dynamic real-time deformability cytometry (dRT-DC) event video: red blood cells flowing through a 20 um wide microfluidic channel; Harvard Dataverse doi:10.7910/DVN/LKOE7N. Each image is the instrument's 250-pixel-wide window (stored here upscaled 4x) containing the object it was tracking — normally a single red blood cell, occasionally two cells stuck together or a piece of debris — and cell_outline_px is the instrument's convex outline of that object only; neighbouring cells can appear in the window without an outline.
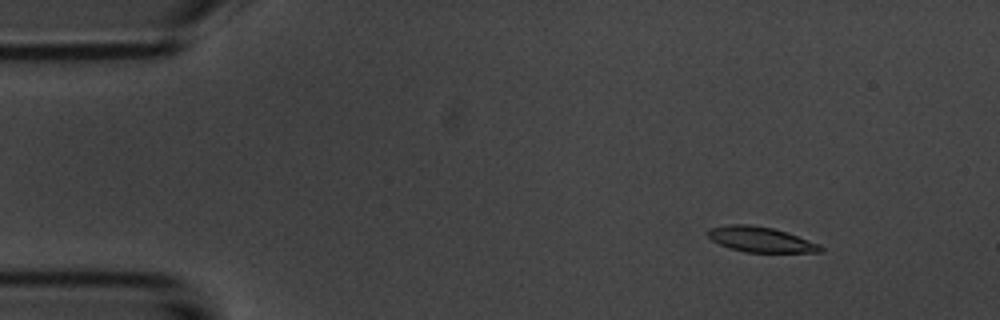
{"species": "common noctule bat (a hibernating species)", "species_latin": "Nyctalus noctula", "temperature_condition": "room temperature", "stored_images_in_passage": 54, "camera_frame_rate_fps": 3000, "um_per_image_px": 0.085, "animal": {"sex": "male", "body_mass_g": 20.1, "forearm_length_mm": 53.5}, "frame": {"image": 1, "passage_image": 6, "time_ms": 1.667, "image_size_px": [1000, 320], "cell_outline_px": [[824, 252], [744, 252], [720, 244], [712, 240], [704, 232], [708, 228], [728, 224], [752, 224], [772, 228], [820, 244], [824, 248]], "centroid_in_image_um": [64.61, 20.34], "position_along_channel_um": 20.4, "area_um2": 16.53}}
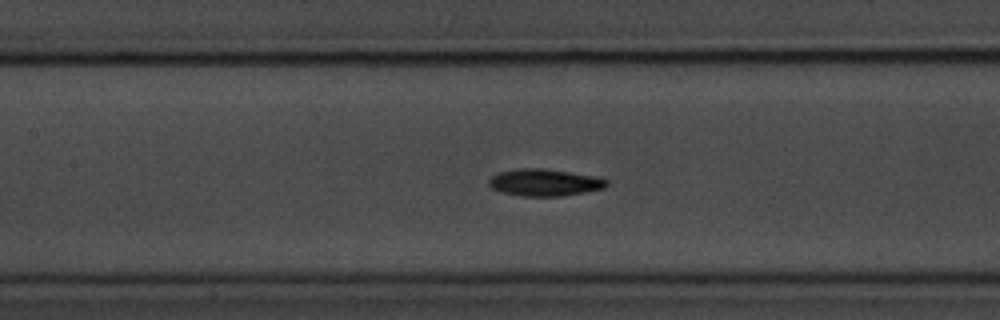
{"frame": {"image": 2, "passage_image": 24, "time_ms": 7.667, "image_size_px": [1000, 320], "cell_outline_px": [[608, 184], [604, 188], [584, 192], [560, 196], [520, 196], [504, 192], [492, 188], [488, 184], [488, 180], [492, 176], [500, 172], [516, 168], [544, 168], [596, 176], [608, 180]], "centroid_in_image_um": [46.29, 15.5], "position_along_channel_um": 161.1, "area_um2": 18.5}}
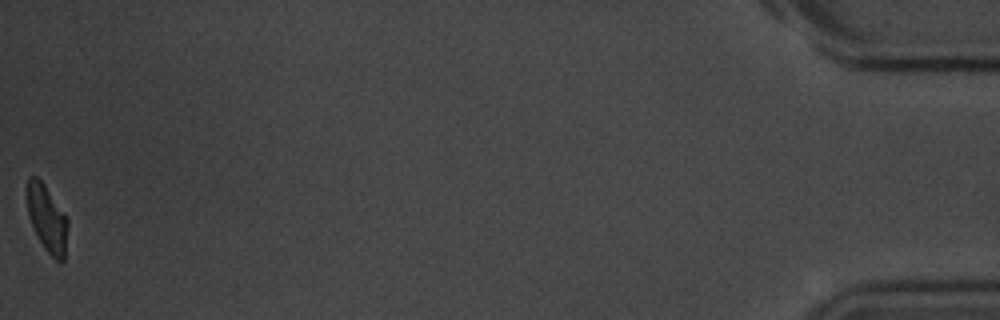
{"frame": {"image": 3, "passage_image": 54, "time_ms": 17.667, "image_size_px": [1000, 320], "cell_outline_px": [[68, 224], [64, 260], [60, 264], [44, 248], [32, 224], [28, 212], [28, 176], [36, 176], [44, 184], [68, 216]], "centroid_in_image_um": [4.05, 18.59], "position_along_channel_um": 431.2, "area_um2": 15.66}, "authors_computed_cell_mechanics": {"area_um2": 17.3978, "velocity_mm_per_s": 3.6935, "shape_relaxation_time_tau1_ms": 2.6256, "shape_relaxation_time_tau2_ms": 5.9709, "deformation_change_tau1": 0.1132, "deformation_change_tau2": 0.123}}